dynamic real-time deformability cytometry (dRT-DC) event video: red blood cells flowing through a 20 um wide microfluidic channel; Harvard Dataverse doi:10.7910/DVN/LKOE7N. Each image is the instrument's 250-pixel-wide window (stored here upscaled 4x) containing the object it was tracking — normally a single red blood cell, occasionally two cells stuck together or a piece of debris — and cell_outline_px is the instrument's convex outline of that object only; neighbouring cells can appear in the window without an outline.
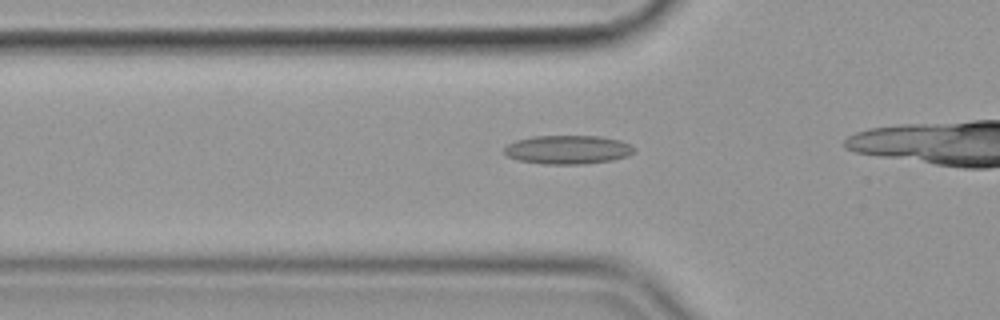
{"species": "common noctule bat (a hibernating species)", "species_latin": "Nyctalus noctula", "temperature_condition": "cold", "stored_images_in_passage": 9, "camera_frame_rate_fps": 3000, "um_per_image_px": 0.085, "animal": {"sex": "female", "body_mass_g": 19.9}, "frame": {"image": 1, "passage_image": 4, "time_ms": 1.0, "image_size_px": [1000, 320], "cell_outline_px": [[636, 148], [628, 156], [612, 160], [584, 164], [544, 164], [520, 160], [508, 156], [504, 152], [504, 148], [508, 144], [516, 140], [532, 136], [600, 136], [620, 140]], "centroid_in_image_um": [48.27, 12.72], "position_along_channel_um": 77.5, "area_um2": 21.68}}
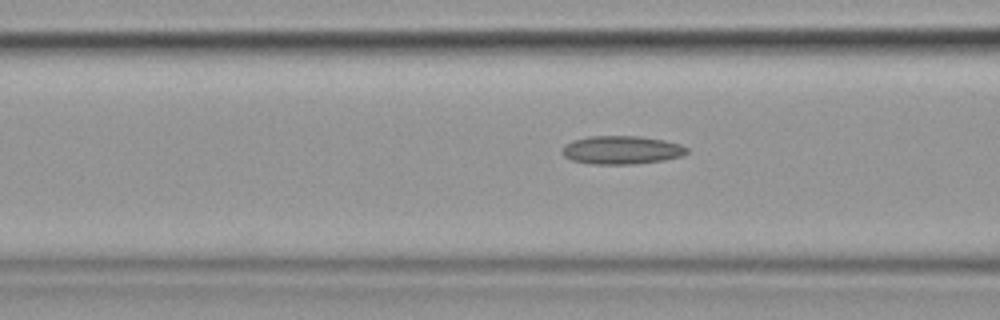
{"frame": {"image": 2, "passage_image": 7, "time_ms": 2.0, "image_size_px": [1000, 320], "cell_outline_px": [[688, 152], [680, 156], [664, 160], [632, 164], [592, 164], [572, 160], [564, 156], [560, 152], [564, 144], [572, 140], [588, 136], [640, 136], [664, 140], [680, 144], [688, 148]], "centroid_in_image_um": [52.8, 12.74], "position_along_channel_um": 113.8, "area_um2": 20.69}}